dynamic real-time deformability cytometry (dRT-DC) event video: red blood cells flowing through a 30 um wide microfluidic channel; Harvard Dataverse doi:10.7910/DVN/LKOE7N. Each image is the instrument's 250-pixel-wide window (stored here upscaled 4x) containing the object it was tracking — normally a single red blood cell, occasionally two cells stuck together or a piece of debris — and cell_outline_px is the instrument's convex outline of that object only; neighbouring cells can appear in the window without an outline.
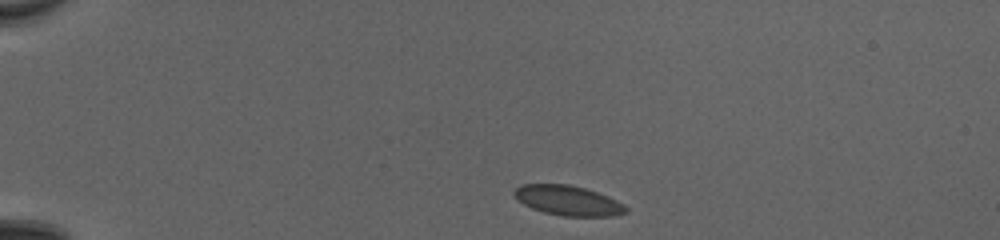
{"species": "common noctule bat (a hibernating species)", "species_latin": "Nyctalus noctula", "temperature_condition": "cold", "stored_images_in_passage": 41, "camera_frame_rate_fps": 3000, "um_per_image_px": 0.085, "animal": {"sex": "female", "body_mass_g": 20.0, "forearm_length_mm": 54.0}, "frame": {"image": 1, "passage_image": 1, "time_ms": 0.0, "image_size_px": [1000, 240], "cell_outline_px": [[628, 208], [624, 212], [612, 216], [564, 216], [544, 212], [532, 208], [524, 204], [512, 192], [516, 188], [524, 184], [568, 184], [584, 188], [596, 192]], "centroid_in_image_um": [48.22, 17.04], "position_along_channel_um": 36.8, "area_um2": 18.79}}
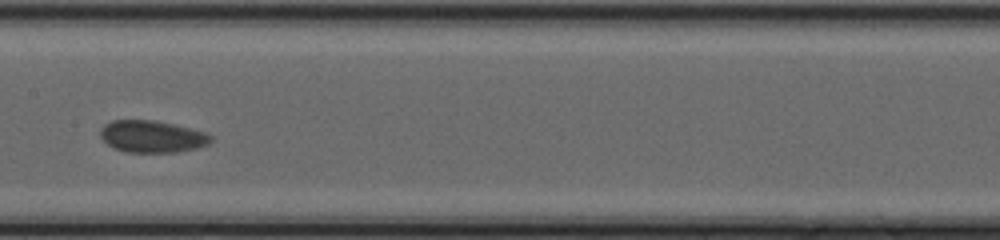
{"frame": {"image": 2, "passage_image": 18, "time_ms": 5.667, "image_size_px": [1000, 240], "cell_outline_px": [[212, 140], [196, 148], [176, 152], [128, 152], [116, 148], [108, 144], [100, 136], [100, 132], [104, 124], [112, 120], [152, 120], [172, 124], [204, 132], [212, 136]], "centroid_in_image_um": [12.89, 11.6], "position_along_channel_um": 194.5, "area_um2": 20.17}}
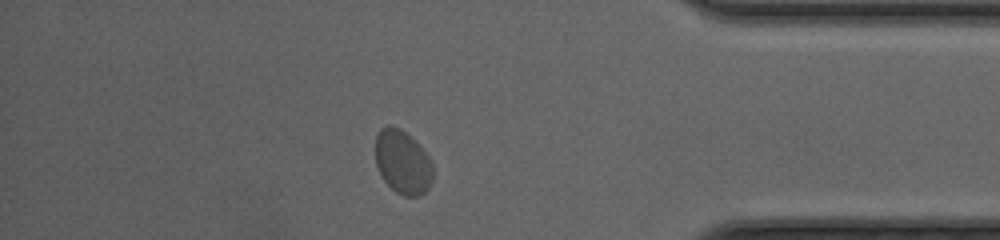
{"frame": {"image": 3, "passage_image": 35, "time_ms": 11.333, "image_size_px": [1000, 240], "cell_outline_px": [[432, 180], [428, 188], [420, 196], [404, 196], [396, 192], [384, 180], [376, 164], [376, 136], [380, 128], [388, 124], [400, 128], [424, 152], [432, 164]], "centroid_in_image_um": [34.2, 13.79], "position_along_channel_um": 401.0, "area_um2": 20.92}, "authors_computed_cell_mechanics": {"area_um2": 19.8832, "velocity_mm_per_s": 4.0459, "shape_relaxation_time_tau1_ms": 2.476, "shape_relaxation_time_tau2_ms": null, "deformation_change_tau1": 0.0528, "deformation_change_tau2": null}}